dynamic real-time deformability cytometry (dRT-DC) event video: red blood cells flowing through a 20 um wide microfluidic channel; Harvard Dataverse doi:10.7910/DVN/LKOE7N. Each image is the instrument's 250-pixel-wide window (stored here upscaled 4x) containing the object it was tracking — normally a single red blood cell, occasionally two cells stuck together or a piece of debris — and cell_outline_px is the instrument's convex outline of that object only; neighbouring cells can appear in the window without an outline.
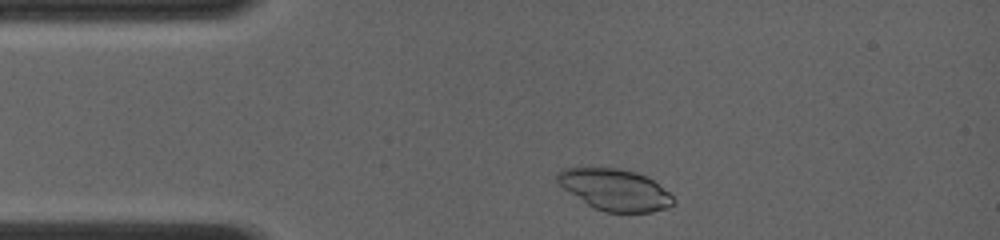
{"species": "common noctule bat (a hibernating species)", "species_latin": "Nyctalus noctula", "temperature_condition": "room temperature", "stored_images_in_passage": 31, "camera_frame_rate_fps": 4000, "um_per_image_px": 0.085, "animal": {"sex": "female", "body_mass_g": 19.0, "forearm_length_mm": 56.7}, "frame": {"image": 1, "passage_image": 3, "time_ms": 0.5, "image_size_px": [1000, 240], "cell_outline_px": [[676, 200], [668, 208], [652, 212], [604, 212], [592, 208], [564, 188], [556, 180], [556, 176], [564, 168], [620, 168], [636, 172], [648, 176], [668, 192]], "centroid_in_image_um": [52.29, 16.13], "position_along_channel_um": 32.7, "area_um2": 27.92}}
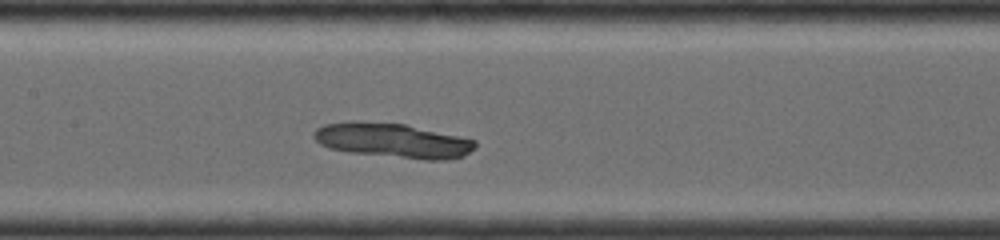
{"frame": {"image": 2, "passage_image": 20, "time_ms": 4.75, "image_size_px": [1000, 240], "cell_outline_px": [[476, 148], [464, 156], [444, 160], [424, 160], [352, 152], [328, 148], [320, 144], [312, 136], [316, 128], [324, 124], [352, 120], [360, 120], [404, 124], [476, 140]], "centroid_in_image_um": [33.37, 11.93], "position_along_channel_um": 174.0, "area_um2": 32.66}}
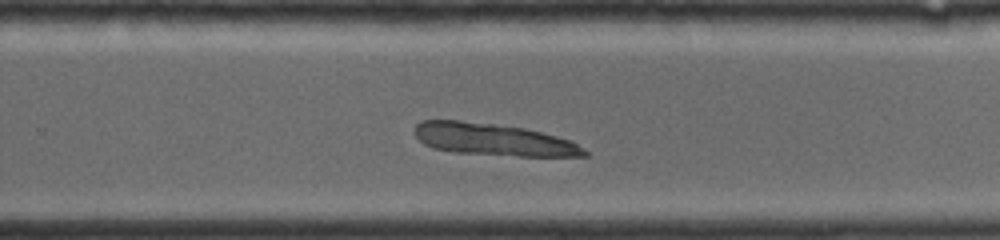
{"frame": {"image": 3, "passage_image": 31, "time_ms": 7.5, "image_size_px": [1000, 240], "cell_outline_px": [[588, 156], [520, 156], [452, 152], [432, 148], [424, 144], [416, 136], [416, 124], [424, 120], [460, 120], [524, 128], [572, 140], [584, 148], [588, 152]], "centroid_in_image_um": [41.96, 11.87], "position_along_channel_um": 287.8, "area_um2": 31.62}}